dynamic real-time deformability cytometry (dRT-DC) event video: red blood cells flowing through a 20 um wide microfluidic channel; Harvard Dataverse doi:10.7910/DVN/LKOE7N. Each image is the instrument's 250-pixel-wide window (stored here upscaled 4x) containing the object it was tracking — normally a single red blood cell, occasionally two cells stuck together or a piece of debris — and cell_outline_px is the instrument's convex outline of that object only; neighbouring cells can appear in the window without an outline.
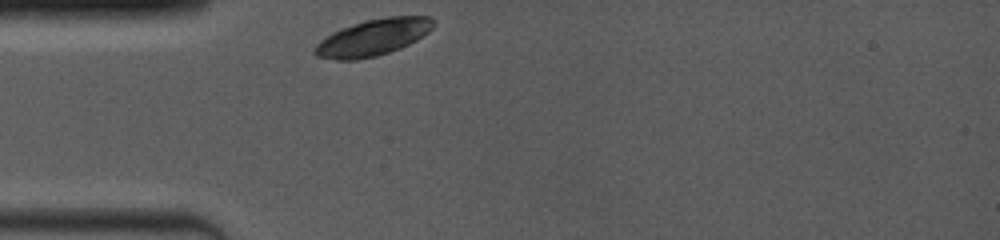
{"species": "common noctule bat (a hibernating species)", "species_latin": "Nyctalus noctula", "temperature_condition": "room temperature", "stored_images_in_passage": 39, "camera_frame_rate_fps": 4000, "um_per_image_px": 0.085, "animal": {"sex": "female", "body_mass_g": 19.0, "forearm_length_mm": 53.3}, "frame": {"image": 1, "passage_image": 1, "time_ms": 0.0, "image_size_px": [1000, 240], "cell_outline_px": [[436, 24], [428, 32], [416, 40], [400, 48], [376, 56], [356, 60], [336, 60], [316, 56], [312, 52], [312, 48], [320, 40], [332, 32], [340, 28], [368, 20], [384, 16], [432, 16], [436, 20]], "centroid_in_image_um": [31.7, 3.17], "position_along_channel_um": 53.3, "area_um2": 25.43}}
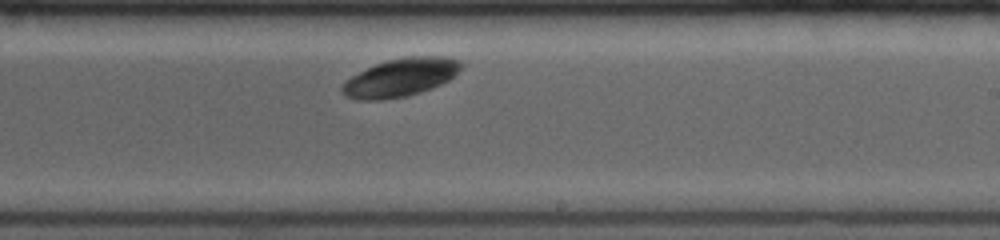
{"frame": {"image": 2, "passage_image": 23, "time_ms": 5.5, "image_size_px": [1000, 240], "cell_outline_px": [[464, 64], [448, 80], [432, 88], [420, 92], [404, 96], [384, 100], [356, 100], [344, 96], [340, 88], [352, 76], [376, 64], [388, 60], [404, 56], [448, 56], [460, 60]], "centroid_in_image_um": [34.05, 6.58], "position_along_channel_um": 254.9, "area_um2": 26.3}}
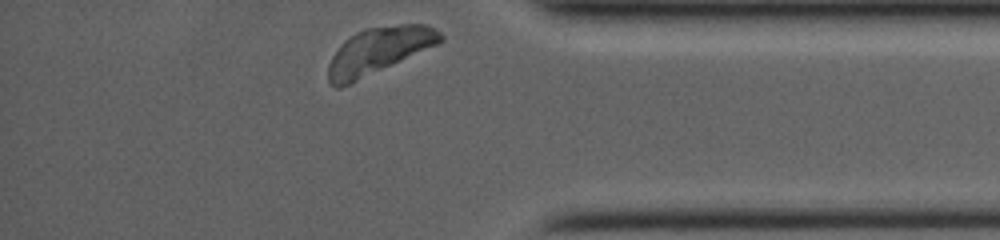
{"frame": {"image": 3, "passage_image": 39, "time_ms": 9.5, "image_size_px": [1000, 240], "cell_outline_px": [[444, 40], [440, 44], [340, 88], [336, 88], [328, 80], [328, 64], [332, 56], [340, 44], [344, 40], [356, 32], [364, 28], [400, 24], [424, 24], [436, 28], [444, 36]], "centroid_in_image_um": [32.21, 4.29], "position_along_channel_um": 403.0, "area_um2": 30.58}, "authors_computed_cell_mechanics": {"area_um2": 26.877, "velocity_mm_per_s": 3.8259, "shape_relaxation_time_tau1_ms": 2.3275, "shape_relaxation_time_tau2_ms": null, "deformation_change_tau1": 0.1667, "deformation_change_tau2": null}}